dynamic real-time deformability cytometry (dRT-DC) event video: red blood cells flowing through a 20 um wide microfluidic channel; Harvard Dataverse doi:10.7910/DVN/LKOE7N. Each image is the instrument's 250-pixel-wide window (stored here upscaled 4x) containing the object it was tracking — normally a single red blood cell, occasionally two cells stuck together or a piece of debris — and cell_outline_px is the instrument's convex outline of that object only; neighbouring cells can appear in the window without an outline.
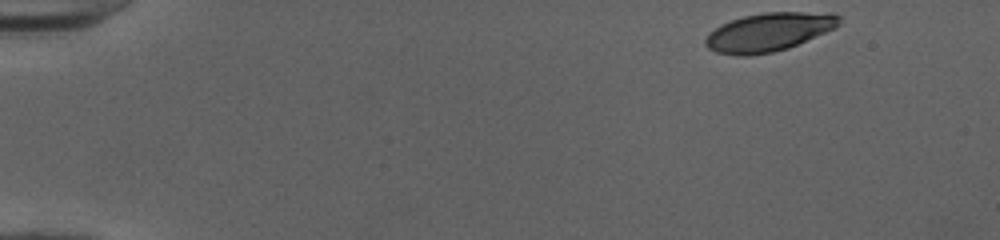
{"species": "human", "species_latin": "Homo sapiens", "temperature_condition": "cold", "stored_images_in_passage": 47, "camera_frame_rate_fps": 3000, "um_per_image_px": 0.085, "donor": {"sex": "female"}, "frame": {"image": 1, "passage_image": 1, "time_ms": 0.0, "image_size_px": [1000, 240], "cell_outline_px": [[840, 24], [836, 28], [788, 48], [772, 52], [748, 56], [740, 56], [716, 52], [708, 48], [704, 44], [704, 40], [708, 32], [732, 20], [744, 16], [764, 12], [832, 12], [840, 16]], "centroid_in_image_um": [65.37, 2.72], "position_along_channel_um": 19.6, "area_um2": 30.06}}
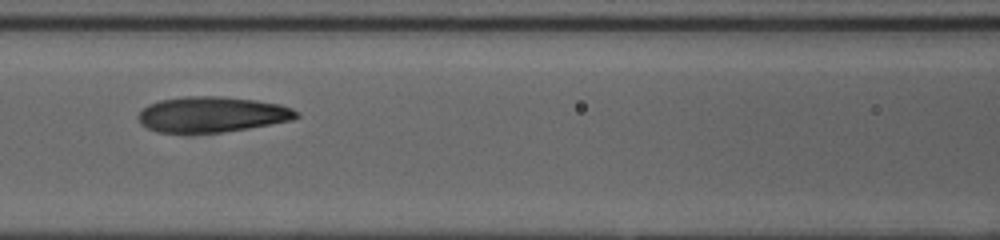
{"frame": {"image": 2, "passage_image": 20, "time_ms": 6.333, "image_size_px": [1000, 240], "cell_outline_px": [[300, 116], [292, 120], [248, 128], [224, 132], [156, 132], [140, 124], [136, 116], [148, 104], [160, 100], [184, 96], [224, 96], [256, 100], [280, 104], [292, 108], [300, 112]], "centroid_in_image_um": [18.02, 9.71], "position_along_channel_um": 148.6, "area_um2": 32.89}}
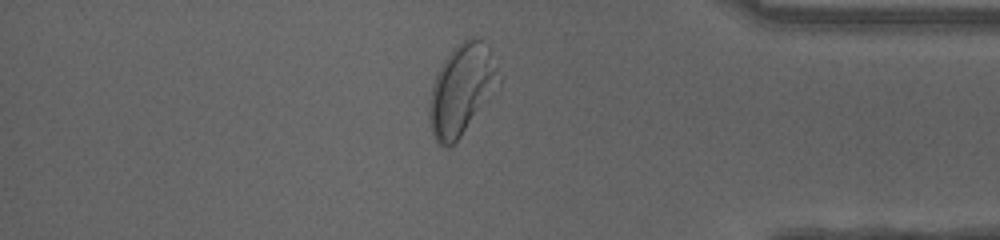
{"frame": {"image": 3, "passage_image": 40, "time_ms": 13.0, "image_size_px": [1000, 240], "cell_outline_px": [[504, 76], [500, 84], [460, 136], [448, 148], [444, 148], [436, 144], [432, 132], [428, 116], [428, 104], [432, 84], [444, 60], [452, 48], [456, 44], [472, 36], [480, 40]], "centroid_in_image_um": [39.21, 7.64], "position_along_channel_um": 396.0, "area_um2": 36.41}, "authors_computed_cell_mechanics": {"area_um2": 32.5992, "velocity_mm_per_s": 4.0056, "shape_relaxation_time_tau1_ms": 3.9586, "shape_relaxation_time_tau2_ms": 1.5546, "deformation_change_tau1": 0.1841, "deformation_change_tau2": 0.072}}